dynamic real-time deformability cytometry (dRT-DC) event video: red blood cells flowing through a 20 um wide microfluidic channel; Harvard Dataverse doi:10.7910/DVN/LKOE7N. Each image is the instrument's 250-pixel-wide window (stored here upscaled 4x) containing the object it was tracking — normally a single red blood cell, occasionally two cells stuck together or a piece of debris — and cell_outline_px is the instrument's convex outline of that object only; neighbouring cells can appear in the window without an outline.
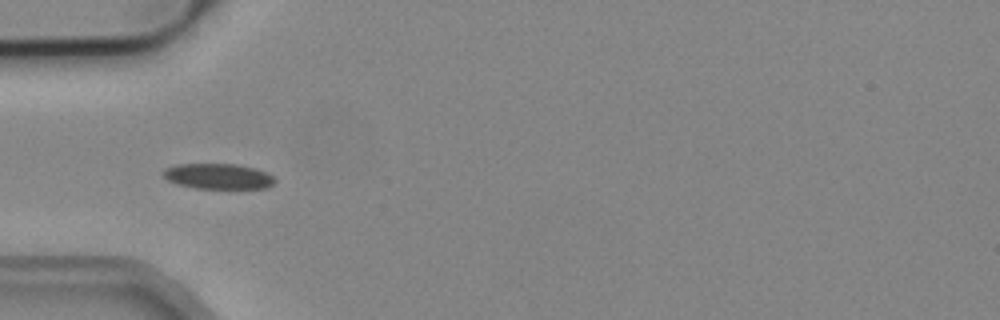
{"species": "common noctule bat (a hibernating species)", "species_latin": "Nyctalus noctula", "temperature_condition": "cold", "stored_images_in_passage": 4, "camera_frame_rate_fps": 3000, "um_per_image_px": 0.085, "animal": {"sex": "male", "body_mass_g": 19.2, "forearm_length_mm": 51.8}, "frame": {"image": 1, "passage_image": 4, "time_ms": 1.0, "image_size_px": [1000, 320], "cell_outline_px": [[276, 180], [268, 188], [196, 188], [180, 184], [168, 180], [164, 176], [164, 168], [180, 164], [232, 164], [256, 168], [268, 172]], "centroid_in_image_um": [18.59, 14.98], "position_along_channel_um": 66.4, "area_um2": 16.36}}